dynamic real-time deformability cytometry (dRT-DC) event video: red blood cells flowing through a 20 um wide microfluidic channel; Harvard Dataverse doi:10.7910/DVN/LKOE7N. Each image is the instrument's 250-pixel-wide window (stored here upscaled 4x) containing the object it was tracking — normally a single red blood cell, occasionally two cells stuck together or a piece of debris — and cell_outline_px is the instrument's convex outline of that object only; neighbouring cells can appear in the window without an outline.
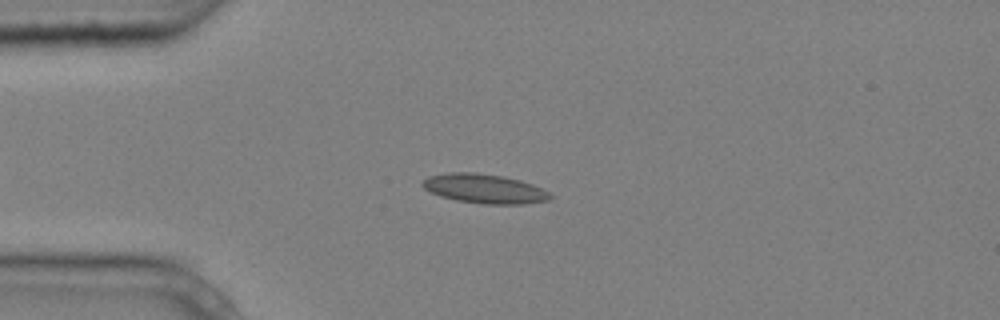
{"species": "common noctule bat (a hibernating species)", "species_latin": "Nyctalus noctula", "temperature_condition": "cold", "stored_images_in_passage": 7, "camera_frame_rate_fps": 3000, "um_per_image_px": 0.085, "animal": {"sex": "male", "body_mass_g": 20.4}, "frame": {"image": 1, "passage_image": 3, "time_ms": 0.667, "image_size_px": [1000, 320], "cell_outline_px": [[552, 196], [548, 200], [524, 204], [480, 204], [456, 200], [440, 196], [424, 188], [420, 184], [428, 176], [448, 172], [472, 172], [500, 176], [520, 180], [532, 184], [548, 192]], "centroid_in_image_um": [41.14, 16.04], "position_along_channel_um": 43.9, "area_um2": 21.68}}
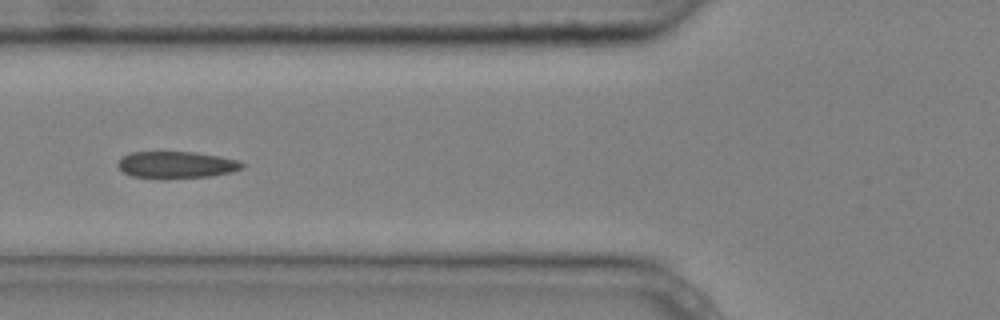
{"frame": {"image": 2, "passage_image": 5, "time_ms": 1.333, "image_size_px": [1000, 320], "cell_outline_px": [[244, 168], [232, 172], [212, 176], [164, 180], [132, 176], [124, 172], [116, 164], [124, 156], [132, 152], [196, 152], [220, 156], [240, 160], [244, 164]], "centroid_in_image_um": [15.04, 14.03], "position_along_channel_um": 110.8, "area_um2": 19.88}}